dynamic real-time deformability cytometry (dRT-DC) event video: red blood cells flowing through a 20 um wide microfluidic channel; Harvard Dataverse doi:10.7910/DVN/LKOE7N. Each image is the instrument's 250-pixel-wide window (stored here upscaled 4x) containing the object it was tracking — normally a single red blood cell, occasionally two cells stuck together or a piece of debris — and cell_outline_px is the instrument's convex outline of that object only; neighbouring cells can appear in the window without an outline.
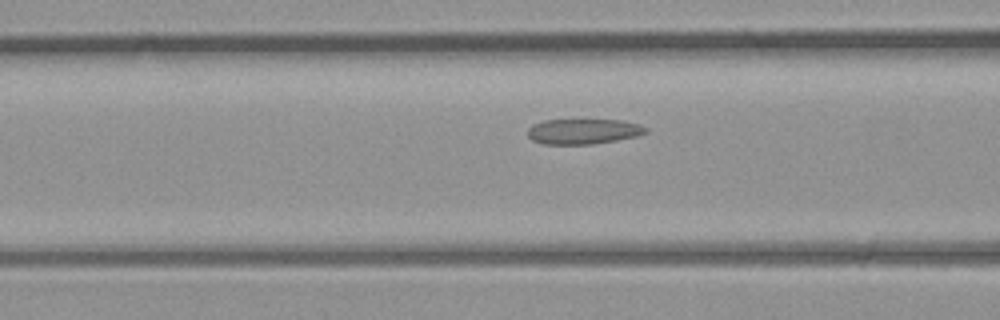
{"species": "common noctule bat (a hibernating species)", "species_latin": "Nyctalus noctula", "temperature_condition": "room temperature", "stored_images_in_passage": 8, "segment_of_instrument_passage": [1, 2], "camera_frame_rate_fps": 3000, "um_per_image_px": 0.085, "animal": {"sex": "male", "body_mass_g": 23.1, "forearm_length_mm": 52.7}, "frame": {"image": 1, "passage_image": 7, "time_ms": 7.0, "image_size_px": [1000, 320], "cell_outline_px": [[648, 132], [636, 136], [616, 140], [592, 144], [544, 144], [532, 140], [528, 136], [528, 128], [532, 124], [544, 120], [624, 120], [640, 124], [648, 128]], "centroid_in_image_um": [49.59, 11.16], "position_along_channel_um": 117.0, "area_um2": 17.46}}